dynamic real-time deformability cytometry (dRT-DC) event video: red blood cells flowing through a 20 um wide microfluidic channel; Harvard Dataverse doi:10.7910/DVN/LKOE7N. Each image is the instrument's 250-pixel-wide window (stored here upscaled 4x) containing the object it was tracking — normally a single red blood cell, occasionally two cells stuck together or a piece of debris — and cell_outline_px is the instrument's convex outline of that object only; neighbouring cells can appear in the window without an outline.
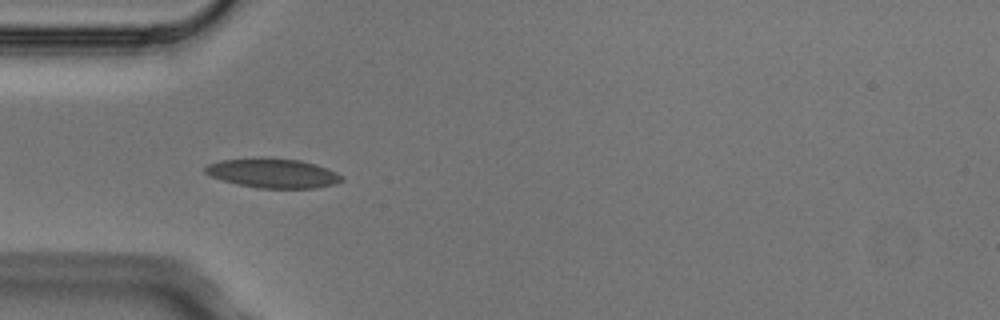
{"species": "Egyptian fruit bat (a non-hibernating species)", "species_latin": "Rousettus aegyptiacus", "temperature_condition": "cold", "stored_images_in_passage": 6, "camera_frame_rate_fps": 3000, "um_per_image_px": 0.085, "animal": {"sex": "male"}, "frame": {"image": 1, "passage_image": 4, "time_ms": 1.0, "image_size_px": [1000, 320], "cell_outline_px": [[344, 180], [336, 184], [316, 188], [260, 188], [236, 184], [212, 176], [204, 172], [204, 168], [208, 164], [220, 160], [256, 156], [300, 160], [316, 164], [328, 168], [344, 176]], "centroid_in_image_um": [23.22, 14.7], "position_along_channel_um": 61.8, "area_um2": 23.81}}
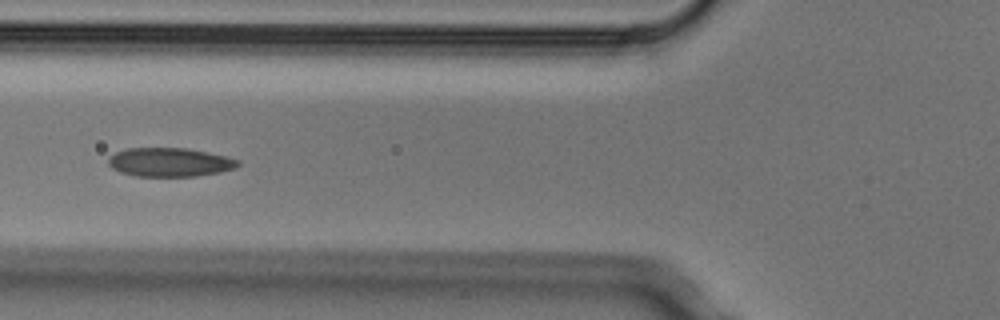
{"frame": {"image": 2, "passage_image": 5, "time_ms": 1.333, "image_size_px": [1000, 320], "cell_outline_px": [[240, 164], [236, 168], [220, 172], [196, 176], [136, 176], [120, 172], [112, 168], [108, 164], [108, 160], [116, 152], [128, 148], [188, 148], [228, 156], [240, 160]], "centroid_in_image_um": [14.48, 13.78], "position_along_channel_um": 111.3, "area_um2": 21.85}}
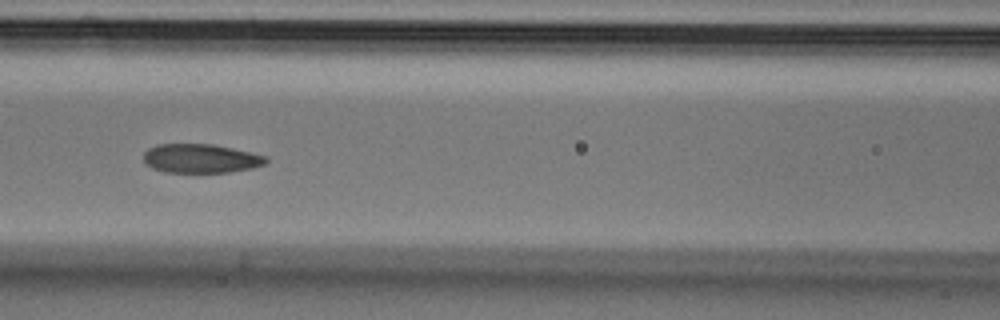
{"frame": {"image": 3, "passage_image": 6, "time_ms": 1.667, "image_size_px": [1000, 320], "cell_outline_px": [[268, 160], [264, 164], [252, 168], [228, 172], [164, 172], [152, 168], [144, 164], [144, 152], [148, 148], [156, 144], [212, 144], [252, 152], [268, 156]], "centroid_in_image_um": [17.05, 13.46], "position_along_channel_um": 149.6, "area_um2": 20.81}}